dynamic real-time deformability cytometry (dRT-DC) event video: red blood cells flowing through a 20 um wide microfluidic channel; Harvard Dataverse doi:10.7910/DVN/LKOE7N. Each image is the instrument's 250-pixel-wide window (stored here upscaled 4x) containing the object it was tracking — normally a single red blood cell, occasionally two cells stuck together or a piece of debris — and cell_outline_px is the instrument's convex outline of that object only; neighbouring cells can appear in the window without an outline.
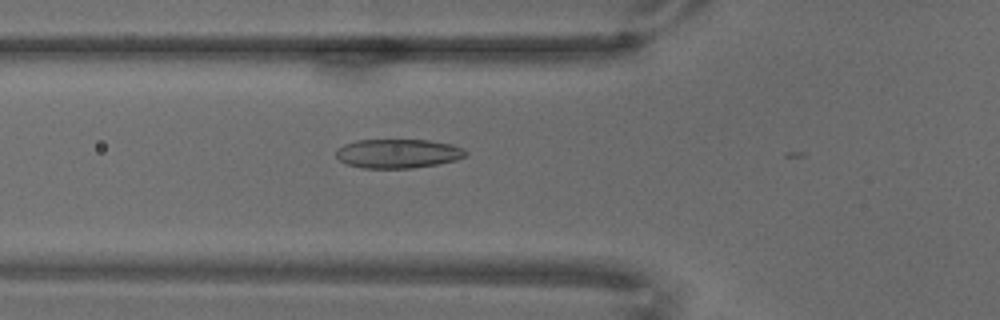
{"species": "common noctule bat (a hibernating species)", "species_latin": "Nyctalus noctula", "temperature_condition": "warm", "stored_images_in_passage": 31, "camera_frame_rate_fps": 3000, "um_per_image_px": 0.085, "animal": {"sex": "male", "body_mass_g": 18.8}, "frame": {"image": 1, "passage_image": 26, "time_ms": 8.333, "image_size_px": [1000, 320], "cell_outline_px": [[468, 152], [464, 156], [456, 160], [436, 164], [412, 168], [364, 168], [348, 164], [340, 160], [336, 156], [336, 148], [344, 144], [356, 140], [428, 140], [452, 144], [464, 148]], "centroid_in_image_um": [33.82, 13.04], "position_along_channel_um": 92.0, "area_um2": 21.96}}
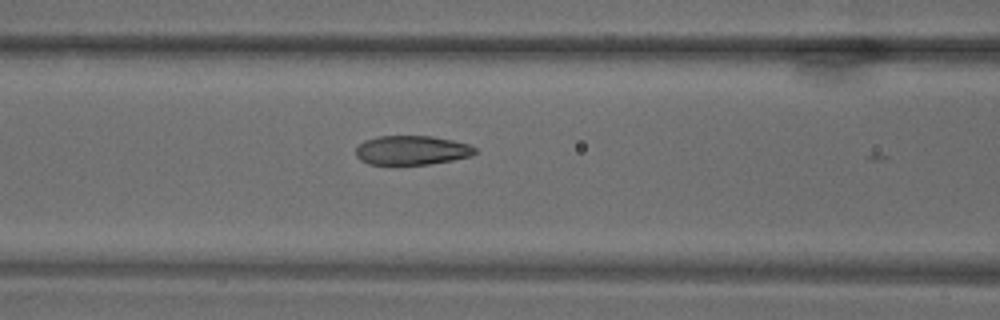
{"frame": {"image": 2, "passage_image": 30, "time_ms": 9.667, "image_size_px": [1000, 320], "cell_outline_px": [[476, 152], [472, 156], [452, 160], [428, 164], [368, 164], [360, 160], [356, 156], [356, 148], [364, 140], [380, 136], [432, 136], [452, 140], [468, 144], [476, 148]], "centroid_in_image_um": [35.0, 12.77], "position_along_channel_um": 131.6, "area_um2": 20.23}}